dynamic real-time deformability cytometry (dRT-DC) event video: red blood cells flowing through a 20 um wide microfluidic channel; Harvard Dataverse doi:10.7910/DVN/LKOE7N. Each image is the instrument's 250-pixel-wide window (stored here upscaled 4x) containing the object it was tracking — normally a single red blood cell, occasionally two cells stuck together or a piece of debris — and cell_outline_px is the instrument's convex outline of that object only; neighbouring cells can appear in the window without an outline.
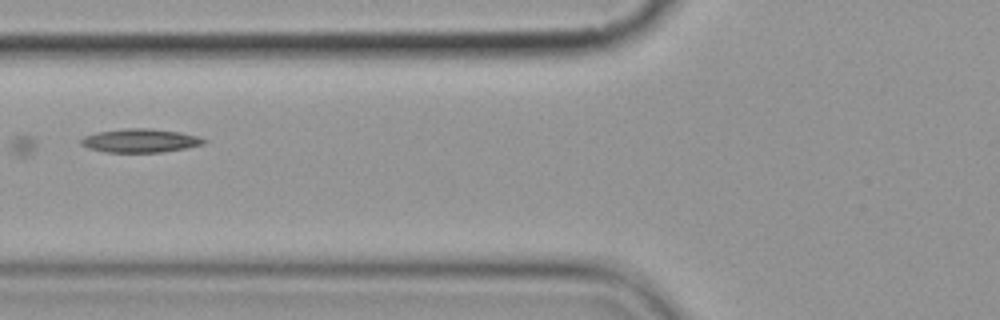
{"species": "common noctule bat (a hibernating species)", "species_latin": "Nyctalus noctula", "temperature_condition": "cold", "stored_images_in_passage": 7, "camera_frame_rate_fps": 3000, "um_per_image_px": 0.085, "animal": {"sex": "female", "body_mass_g": 19.9}, "frame": {"image": 1, "passage_image": 7, "time_ms": 7.0, "image_size_px": [1000, 320], "cell_outline_px": [[208, 140], [204, 144], [188, 148], [164, 152], [104, 152], [88, 148], [80, 144], [80, 140], [84, 136], [96, 132], [124, 128], [152, 128], [180, 132], [196, 136]], "centroid_in_image_um": [11.92, 11.95], "position_along_channel_um": 113.9, "area_um2": 17.11}}